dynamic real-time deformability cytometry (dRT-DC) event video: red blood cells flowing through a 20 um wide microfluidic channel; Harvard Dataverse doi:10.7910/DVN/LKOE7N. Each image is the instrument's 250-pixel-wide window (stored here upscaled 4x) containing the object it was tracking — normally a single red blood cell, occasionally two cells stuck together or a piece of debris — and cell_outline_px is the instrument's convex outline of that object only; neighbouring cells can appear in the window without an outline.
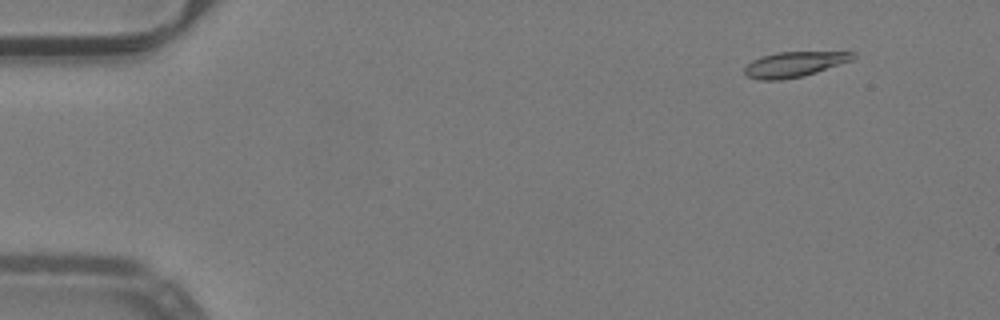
{"species": "common noctule bat (a hibernating species)", "species_latin": "Nyctalus noctula", "temperature_condition": "warm", "stored_images_in_passage": 53, "camera_frame_rate_fps": 3000, "um_per_image_px": 0.085, "animal": {"sex": "male", "body_mass_g": 19.2, "forearm_length_mm": 51.8}, "frame": {"image": 1, "passage_image": 6, "time_ms": 1.667, "image_size_px": [1000, 320], "cell_outline_px": [[856, 56], [852, 60], [804, 76], [780, 80], [760, 80], [748, 76], [744, 72], [744, 68], [752, 60], [776, 52], [856, 52]], "centroid_in_image_um": [67.52, 5.47], "position_along_channel_um": 17.5, "area_um2": 15.78}}
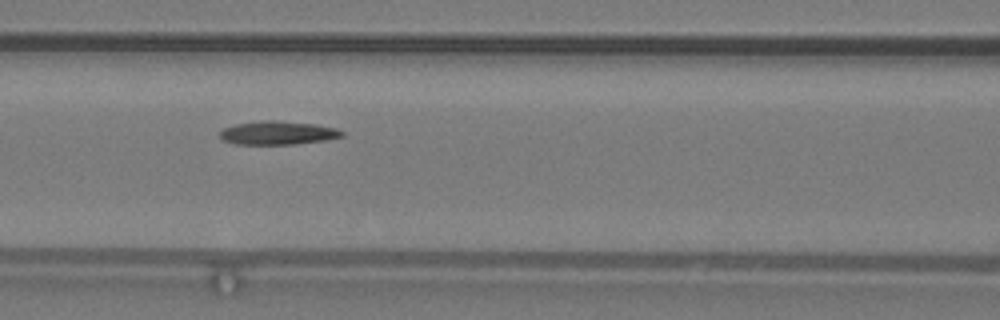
{"frame": {"image": 2, "passage_image": 24, "time_ms": 7.667, "image_size_px": [1000, 320], "cell_outline_px": [[344, 136], [328, 140], [296, 144], [232, 144], [220, 140], [220, 132], [224, 128], [236, 124], [264, 120], [276, 120], [312, 124], [336, 128], [344, 132]], "centroid_in_image_um": [23.6, 11.3], "position_along_channel_um": 143.0, "area_um2": 16.82}}
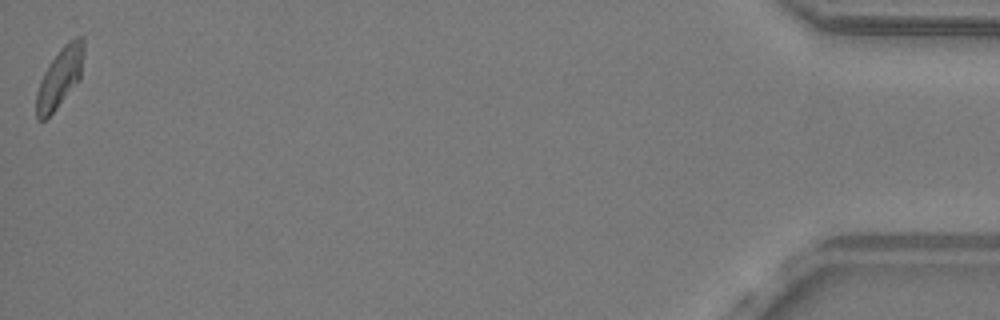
{"frame": {"image": 3, "passage_image": 53, "time_ms": 17.333, "image_size_px": [1000, 320], "cell_outline_px": [[84, 52], [80, 80], [56, 108], [44, 120], [36, 120], [36, 92], [40, 80], [44, 72], [60, 48], [68, 40], [76, 36], [84, 36]], "centroid_in_image_um": [5.1, 6.55], "position_along_channel_um": 430.1, "area_um2": 16.59}, "authors_computed_cell_mechanics": {"area_um2": 16.7042, "velocity_mm_per_s": 3.991, "shape_relaxation_time_tau1_ms": 4.2292, "shape_relaxation_time_tau2_ms": 3.7353, "deformation_change_tau1": 0.1669, "deformation_change_tau2": 0.1065}}